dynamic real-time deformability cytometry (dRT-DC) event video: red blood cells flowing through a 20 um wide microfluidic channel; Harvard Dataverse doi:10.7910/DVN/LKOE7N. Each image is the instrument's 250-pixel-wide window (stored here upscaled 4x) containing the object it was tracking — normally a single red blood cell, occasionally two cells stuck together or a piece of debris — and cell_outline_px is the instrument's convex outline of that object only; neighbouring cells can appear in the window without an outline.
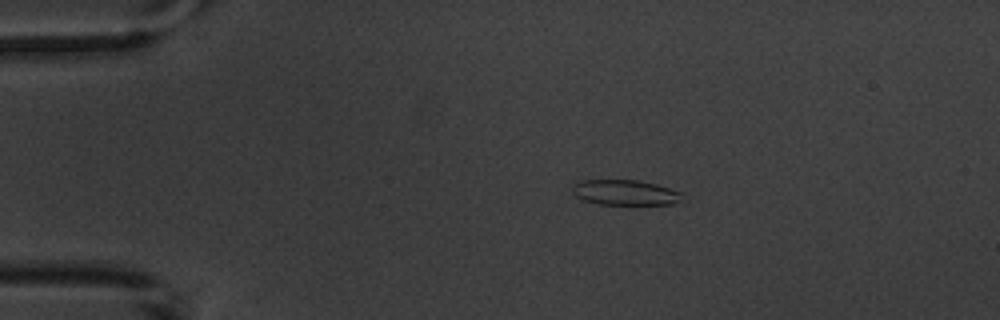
{"species": "common noctule bat (a hibernating species)", "species_latin": "Nyctalus noctula", "temperature_condition": "warm", "stored_images_in_passage": 5, "camera_frame_rate_fps": 3000, "um_per_image_px": 0.085, "animal": {"sex": "male", "body_mass_g": 20.1, "forearm_length_mm": 53.5}, "frame": {"image": 1, "passage_image": 2, "time_ms": 1.333, "image_size_px": [1000, 320], "cell_outline_px": [[684, 192], [680, 200], [672, 204], [600, 204], [584, 200], [576, 196], [572, 192], [572, 184], [580, 180], [636, 180], [656, 184]], "centroid_in_image_um": [53.12, 16.35], "position_along_channel_um": 31.9, "area_um2": 16.18}}